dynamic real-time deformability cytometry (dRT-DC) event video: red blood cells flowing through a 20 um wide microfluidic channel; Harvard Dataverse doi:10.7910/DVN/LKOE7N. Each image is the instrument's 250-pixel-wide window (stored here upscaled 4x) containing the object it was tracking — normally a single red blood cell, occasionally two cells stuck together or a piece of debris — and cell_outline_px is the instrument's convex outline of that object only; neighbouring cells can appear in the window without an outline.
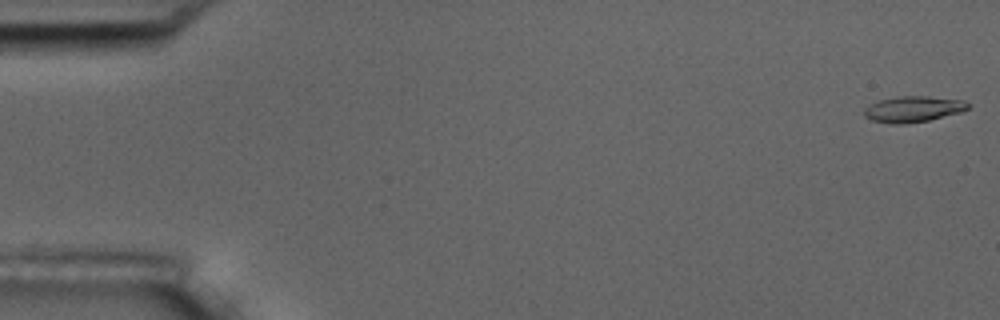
{"species": "common noctule bat (a hibernating species)", "species_latin": "Nyctalus noctula", "temperature_condition": "room temperature", "stored_images_in_passage": 9, "camera_frame_rate_fps": 3000, "um_per_image_px": 0.085, "animal": {"sex": "male", "body_mass_g": 17.5, "forearm_length_mm": 52.3}, "frame": {"image": 1, "passage_image": 1, "time_ms": 0.0, "image_size_px": [1000, 320], "cell_outline_px": [[968, 108], [960, 112], [928, 120], [904, 124], [888, 124], [872, 120], [864, 116], [864, 108], [880, 100], [900, 96], [928, 96], [960, 100], [968, 104]], "centroid_in_image_um": [77.57, 9.28], "position_along_channel_um": 7.4, "area_um2": 15.43}}
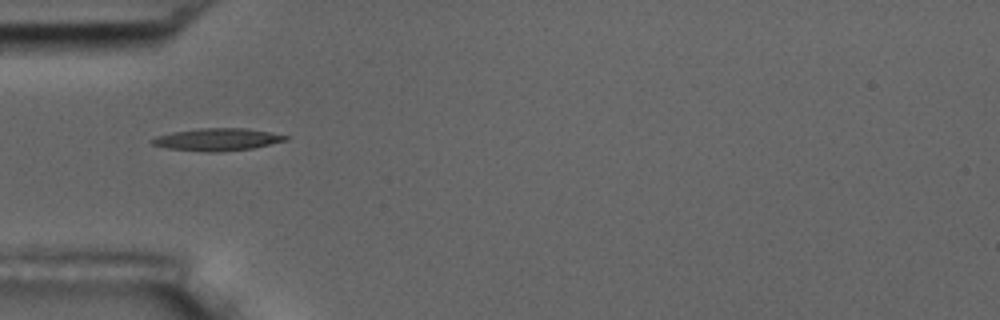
{"frame": {"image": 2, "passage_image": 6, "time_ms": 1.667, "image_size_px": [1000, 320], "cell_outline_px": [[288, 140], [252, 148], [216, 152], [208, 152], [168, 148], [152, 144], [148, 140], [156, 136], [172, 132], [200, 128], [244, 128], [268, 132], [288, 136]], "centroid_in_image_um": [18.43, 11.85], "position_along_channel_um": 66.6, "area_um2": 17.22}}
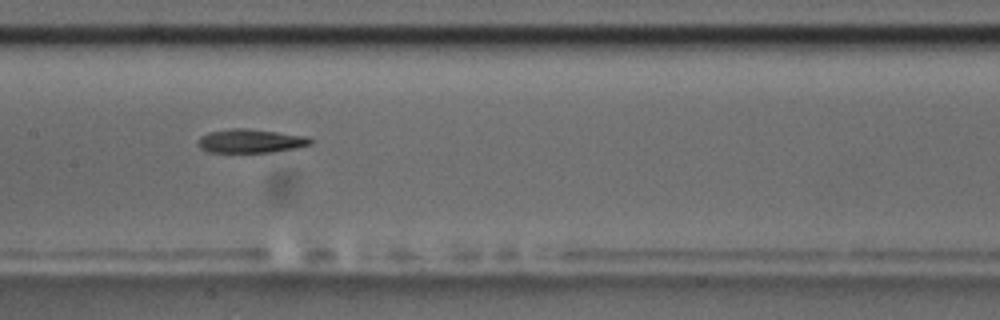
{"frame": {"image": 3, "passage_image": 9, "time_ms": 2.667, "image_size_px": [1000, 320], "cell_outline_px": [[312, 144], [296, 148], [272, 152], [208, 152], [200, 148], [196, 144], [196, 140], [200, 136], [208, 132], [232, 128], [244, 128], [276, 132], [304, 136], [312, 140]], "centroid_in_image_um": [21.23, 11.99], "position_along_channel_um": 186.2, "area_um2": 15.55}}